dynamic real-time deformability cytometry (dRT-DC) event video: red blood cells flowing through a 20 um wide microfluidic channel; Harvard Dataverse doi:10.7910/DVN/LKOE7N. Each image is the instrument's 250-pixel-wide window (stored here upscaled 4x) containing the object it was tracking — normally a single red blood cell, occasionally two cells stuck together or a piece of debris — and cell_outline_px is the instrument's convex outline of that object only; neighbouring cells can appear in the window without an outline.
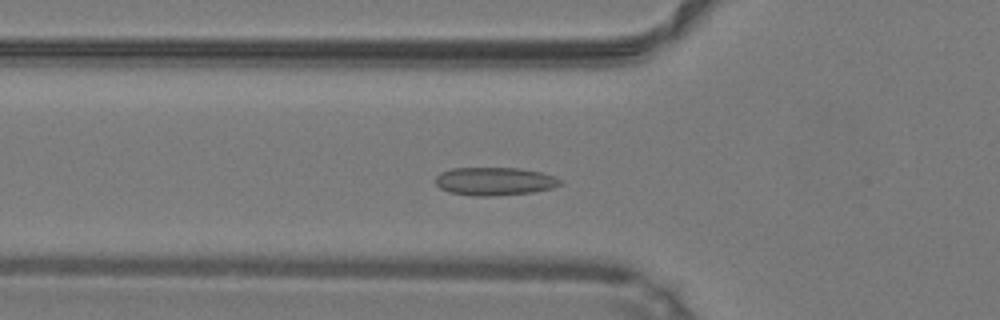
{"species": "common noctule bat (a hibernating species)", "species_latin": "Nyctalus noctula", "temperature_condition": "warm", "stored_images_in_passage": 32, "camera_frame_rate_fps": 3000, "um_per_image_px": 0.085, "animal": {"sex": "male", "body_mass_g": 19.2, "forearm_length_mm": 51.8}, "frame": {"image": 1, "passage_image": 13, "time_ms": 4.0, "image_size_px": [1000, 320], "cell_outline_px": [[560, 184], [552, 188], [532, 192], [496, 196], [476, 196], [448, 192], [440, 188], [436, 184], [436, 176], [440, 172], [452, 168], [520, 168], [540, 172], [552, 176], [560, 180]], "centroid_in_image_um": [41.99, 15.41], "position_along_channel_um": 83.8, "area_um2": 20.35}}
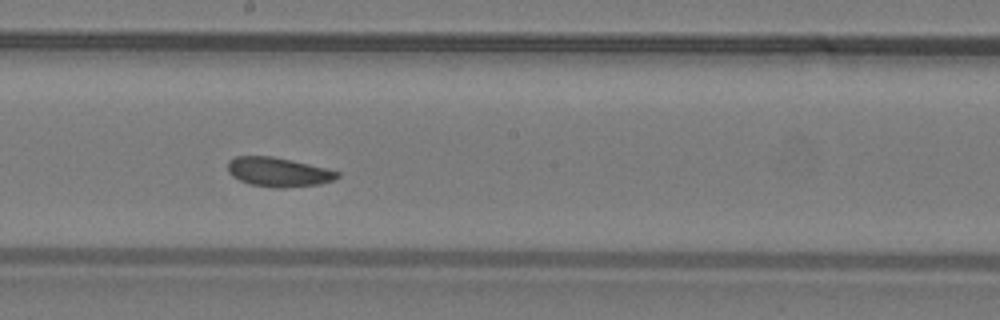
{"frame": {"image": 2, "passage_image": 23, "time_ms": 7.333, "image_size_px": [1000, 320], "cell_outline_px": [[340, 176], [332, 180], [320, 184], [284, 188], [276, 188], [248, 184], [232, 176], [228, 172], [228, 160], [236, 156], [272, 156], [292, 160], [340, 172]], "centroid_in_image_um": [23.63, 14.62], "position_along_channel_um": 224.6, "area_um2": 18.67}}
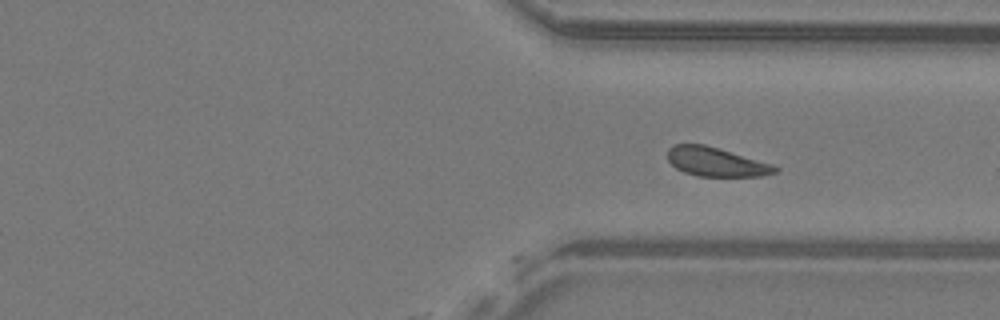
{"frame": {"image": 3, "passage_image": 32, "time_ms": 10.333, "image_size_px": [1000, 320], "cell_outline_px": [[780, 168], [776, 172], [764, 176], [696, 176], [684, 172], [676, 168], [668, 160], [668, 148], [672, 144], [704, 144], [776, 164]], "centroid_in_image_um": [60.91, 13.76], "position_along_channel_um": 350.5, "area_um2": 18.44}}